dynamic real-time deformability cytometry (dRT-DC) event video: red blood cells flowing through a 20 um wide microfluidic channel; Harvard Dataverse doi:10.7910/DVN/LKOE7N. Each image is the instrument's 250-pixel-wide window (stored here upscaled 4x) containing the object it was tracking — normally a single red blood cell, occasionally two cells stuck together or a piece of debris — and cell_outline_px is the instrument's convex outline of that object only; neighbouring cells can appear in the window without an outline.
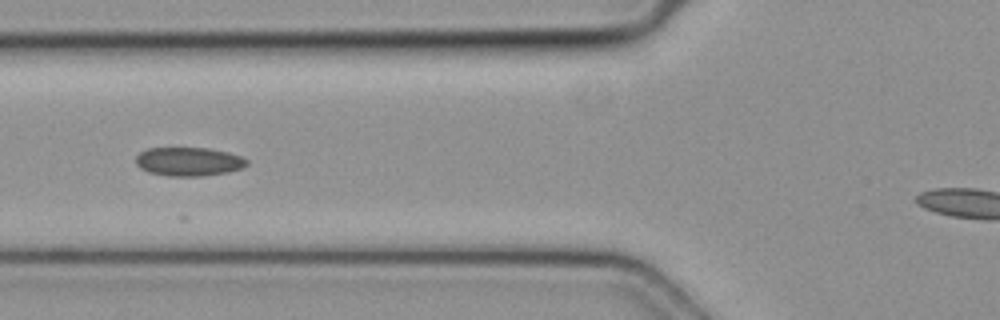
{"species": "common noctule bat (a hibernating species)", "species_latin": "Nyctalus noctula", "temperature_condition": "cold", "stored_images_in_passage": 14, "camera_frame_rate_fps": 3000, "um_per_image_px": 0.085, "animal": {"sex": "female", "body_mass_g": 19.3, "forearm_length_mm": 54.1}, "frame": {"image": 1, "passage_image": 9, "time_ms": 2.667, "image_size_px": [1000, 320], "cell_outline_px": [[248, 164], [244, 168], [228, 172], [200, 176], [168, 176], [148, 172], [140, 168], [136, 164], [136, 156], [140, 152], [148, 148], [208, 148], [228, 152], [240, 156], [248, 160]], "centroid_in_image_um": [16.05, 13.74], "position_along_channel_um": 109.8, "area_um2": 18.67}}
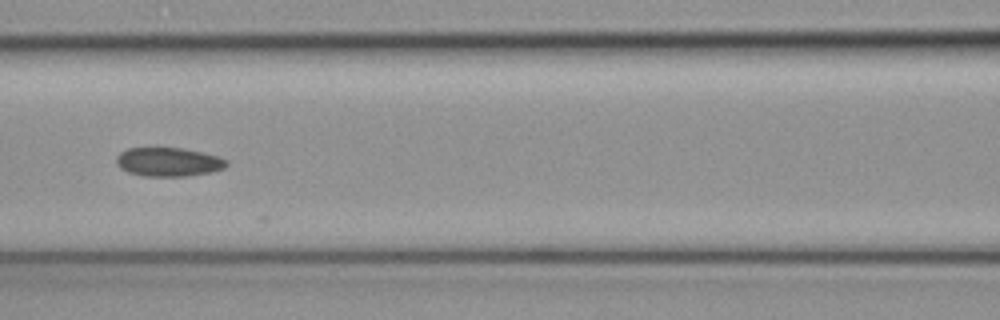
{"frame": {"image": 2, "passage_image": 12, "time_ms": 3.667, "image_size_px": [1000, 320], "cell_outline_px": [[228, 164], [224, 168], [208, 172], [184, 176], [144, 176], [128, 172], [120, 168], [116, 164], [116, 156], [120, 152], [128, 148], [184, 148], [204, 152], [228, 160]], "centroid_in_image_um": [14.29, 13.75], "position_along_channel_um": 152.3, "area_um2": 18.5}}